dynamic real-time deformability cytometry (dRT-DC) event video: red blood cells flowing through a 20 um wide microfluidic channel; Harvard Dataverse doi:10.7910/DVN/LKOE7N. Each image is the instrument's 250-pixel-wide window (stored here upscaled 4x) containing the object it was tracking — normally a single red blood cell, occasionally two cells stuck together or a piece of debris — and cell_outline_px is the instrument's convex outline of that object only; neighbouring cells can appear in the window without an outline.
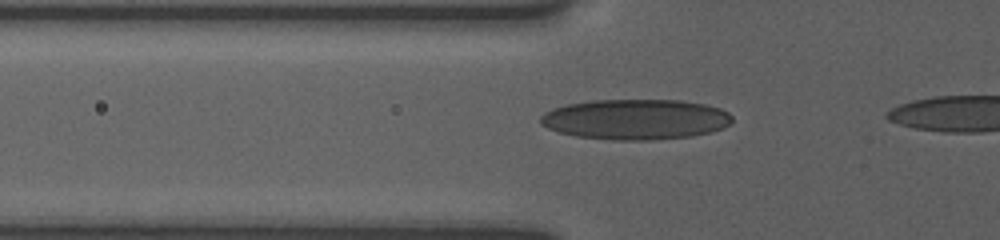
{"species": "human", "species_latin": "Homo sapiens", "temperature_condition": "room temperature", "stored_images_in_passage": 8, "camera_frame_rate_fps": 3000, "um_per_image_px": 0.085, "donor": {"sex": "female"}, "frame": {"image": 1, "passage_image": 5, "time_ms": 1.333, "image_size_px": [1000, 240], "cell_outline_px": [[732, 120], [724, 128], [708, 132], [688, 136], [648, 140], [612, 140], [576, 136], [560, 132], [548, 128], [540, 124], [540, 116], [544, 112], [552, 108], [568, 104], [592, 100], [680, 100], [704, 104], [720, 108], [728, 112], [732, 116]], "centroid_in_image_um": [53.99, 10.14], "position_along_channel_um": 71.8, "area_um2": 45.03}}